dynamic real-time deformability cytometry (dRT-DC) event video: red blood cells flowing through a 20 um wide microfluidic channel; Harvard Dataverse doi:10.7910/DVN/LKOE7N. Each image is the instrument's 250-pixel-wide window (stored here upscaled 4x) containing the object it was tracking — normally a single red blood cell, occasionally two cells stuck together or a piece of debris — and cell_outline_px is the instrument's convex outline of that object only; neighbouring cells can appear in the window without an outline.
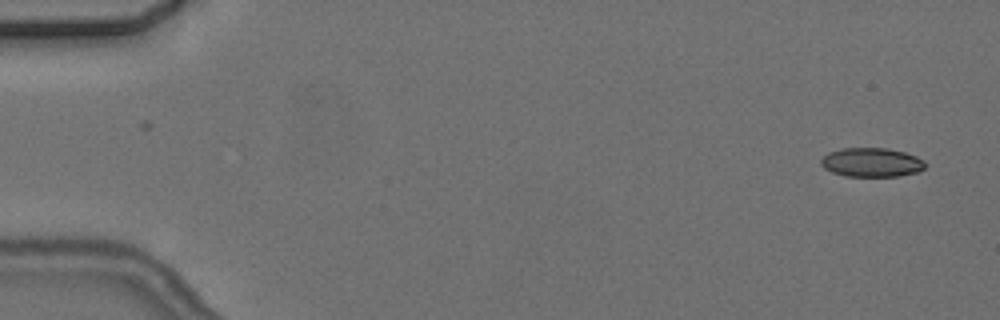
{"species": "common noctule bat (a hibernating species)", "species_latin": "Nyctalus noctula", "temperature_condition": "cold", "stored_images_in_passage": 2, "camera_frame_rate_fps": 3000, "um_per_image_px": 0.085, "animal": {"sex": "female", "body_mass_g": 24.6, "forearm_length_mm": 56.2}, "frame": {"image": 1, "passage_image": 2, "time_ms": 1.333, "image_size_px": [1000, 320], "cell_outline_px": [[928, 164], [924, 168], [916, 172], [900, 176], [844, 176], [832, 172], [824, 168], [820, 164], [820, 160], [828, 152], [840, 148], [888, 148], [904, 152], [916, 156], [924, 160]], "centroid_in_image_um": [74.08, 13.8], "position_along_channel_um": 10.9, "area_um2": 17.8}}